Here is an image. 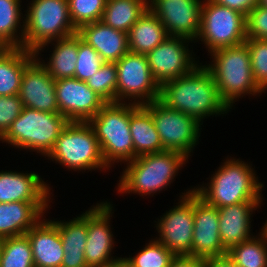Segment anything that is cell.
<instances>
[{
  "mask_svg": "<svg viewBox=\"0 0 267 267\" xmlns=\"http://www.w3.org/2000/svg\"><path fill=\"white\" fill-rule=\"evenodd\" d=\"M159 100L202 124L210 116H225L231 112L220 99L214 77L202 62L188 74L164 83Z\"/></svg>",
  "mask_w": 267,
  "mask_h": 267,
  "instance_id": "obj_1",
  "label": "cell"
},
{
  "mask_svg": "<svg viewBox=\"0 0 267 267\" xmlns=\"http://www.w3.org/2000/svg\"><path fill=\"white\" fill-rule=\"evenodd\" d=\"M227 156L202 185L193 191L206 203L222 208L240 202H260L264 183L256 174L255 166L240 158ZM257 175V176H256Z\"/></svg>",
  "mask_w": 267,
  "mask_h": 267,
  "instance_id": "obj_2",
  "label": "cell"
},
{
  "mask_svg": "<svg viewBox=\"0 0 267 267\" xmlns=\"http://www.w3.org/2000/svg\"><path fill=\"white\" fill-rule=\"evenodd\" d=\"M188 159L183 153L167 150L136 157L124 164L116 191L122 196L133 193L153 197L170 188Z\"/></svg>",
  "mask_w": 267,
  "mask_h": 267,
  "instance_id": "obj_3",
  "label": "cell"
},
{
  "mask_svg": "<svg viewBox=\"0 0 267 267\" xmlns=\"http://www.w3.org/2000/svg\"><path fill=\"white\" fill-rule=\"evenodd\" d=\"M210 63L204 64L214 77L220 99L230 110L239 98L262 95L251 69L250 53L245 43L217 49L210 54Z\"/></svg>",
  "mask_w": 267,
  "mask_h": 267,
  "instance_id": "obj_4",
  "label": "cell"
},
{
  "mask_svg": "<svg viewBox=\"0 0 267 267\" xmlns=\"http://www.w3.org/2000/svg\"><path fill=\"white\" fill-rule=\"evenodd\" d=\"M46 157L50 162L78 173L86 170L110 171L104 162L95 132L88 122L69 121Z\"/></svg>",
  "mask_w": 267,
  "mask_h": 267,
  "instance_id": "obj_5",
  "label": "cell"
},
{
  "mask_svg": "<svg viewBox=\"0 0 267 267\" xmlns=\"http://www.w3.org/2000/svg\"><path fill=\"white\" fill-rule=\"evenodd\" d=\"M68 120L59 112H45L24 107L13 121L0 143L46 158Z\"/></svg>",
  "mask_w": 267,
  "mask_h": 267,
  "instance_id": "obj_6",
  "label": "cell"
},
{
  "mask_svg": "<svg viewBox=\"0 0 267 267\" xmlns=\"http://www.w3.org/2000/svg\"><path fill=\"white\" fill-rule=\"evenodd\" d=\"M88 123L95 132L109 169L116 163L121 165L133 160L130 103H106Z\"/></svg>",
  "mask_w": 267,
  "mask_h": 267,
  "instance_id": "obj_7",
  "label": "cell"
},
{
  "mask_svg": "<svg viewBox=\"0 0 267 267\" xmlns=\"http://www.w3.org/2000/svg\"><path fill=\"white\" fill-rule=\"evenodd\" d=\"M28 5L23 11L24 49L35 52L45 43L77 33L68 0H31Z\"/></svg>",
  "mask_w": 267,
  "mask_h": 267,
  "instance_id": "obj_8",
  "label": "cell"
},
{
  "mask_svg": "<svg viewBox=\"0 0 267 267\" xmlns=\"http://www.w3.org/2000/svg\"><path fill=\"white\" fill-rule=\"evenodd\" d=\"M246 39L244 14L212 0H203L201 26L195 43L204 44L210 54L217 49L243 44Z\"/></svg>",
  "mask_w": 267,
  "mask_h": 267,
  "instance_id": "obj_9",
  "label": "cell"
},
{
  "mask_svg": "<svg viewBox=\"0 0 267 267\" xmlns=\"http://www.w3.org/2000/svg\"><path fill=\"white\" fill-rule=\"evenodd\" d=\"M152 116L165 150L192 156L199 143L202 123L183 112L170 109L160 100L143 105Z\"/></svg>",
  "mask_w": 267,
  "mask_h": 267,
  "instance_id": "obj_10",
  "label": "cell"
},
{
  "mask_svg": "<svg viewBox=\"0 0 267 267\" xmlns=\"http://www.w3.org/2000/svg\"><path fill=\"white\" fill-rule=\"evenodd\" d=\"M116 68V103L144 105L160 99V86L145 54L128 51L116 62Z\"/></svg>",
  "mask_w": 267,
  "mask_h": 267,
  "instance_id": "obj_11",
  "label": "cell"
},
{
  "mask_svg": "<svg viewBox=\"0 0 267 267\" xmlns=\"http://www.w3.org/2000/svg\"><path fill=\"white\" fill-rule=\"evenodd\" d=\"M178 196V202L171 209L154 220L158 233L156 240L174 255H192L194 230V191L191 186Z\"/></svg>",
  "mask_w": 267,
  "mask_h": 267,
  "instance_id": "obj_12",
  "label": "cell"
},
{
  "mask_svg": "<svg viewBox=\"0 0 267 267\" xmlns=\"http://www.w3.org/2000/svg\"><path fill=\"white\" fill-rule=\"evenodd\" d=\"M107 199L92 205L87 210V240L85 244V260L88 267H112L123 259L113 256L117 244L111 226L115 208ZM111 224V225H110ZM113 252V253H112Z\"/></svg>",
  "mask_w": 267,
  "mask_h": 267,
  "instance_id": "obj_13",
  "label": "cell"
},
{
  "mask_svg": "<svg viewBox=\"0 0 267 267\" xmlns=\"http://www.w3.org/2000/svg\"><path fill=\"white\" fill-rule=\"evenodd\" d=\"M193 43L187 38L168 36L146 54L153 78L160 87L167 81L188 74L200 64L199 60H195L197 57L193 52Z\"/></svg>",
  "mask_w": 267,
  "mask_h": 267,
  "instance_id": "obj_14",
  "label": "cell"
},
{
  "mask_svg": "<svg viewBox=\"0 0 267 267\" xmlns=\"http://www.w3.org/2000/svg\"><path fill=\"white\" fill-rule=\"evenodd\" d=\"M203 0H148V9L164 25L168 36L195 42L201 26Z\"/></svg>",
  "mask_w": 267,
  "mask_h": 267,
  "instance_id": "obj_15",
  "label": "cell"
},
{
  "mask_svg": "<svg viewBox=\"0 0 267 267\" xmlns=\"http://www.w3.org/2000/svg\"><path fill=\"white\" fill-rule=\"evenodd\" d=\"M55 92L59 113L68 121L88 122L107 103L74 77L55 80Z\"/></svg>",
  "mask_w": 267,
  "mask_h": 267,
  "instance_id": "obj_16",
  "label": "cell"
},
{
  "mask_svg": "<svg viewBox=\"0 0 267 267\" xmlns=\"http://www.w3.org/2000/svg\"><path fill=\"white\" fill-rule=\"evenodd\" d=\"M227 255L219 234L218 208L194 192V230L192 256L202 259Z\"/></svg>",
  "mask_w": 267,
  "mask_h": 267,
  "instance_id": "obj_17",
  "label": "cell"
},
{
  "mask_svg": "<svg viewBox=\"0 0 267 267\" xmlns=\"http://www.w3.org/2000/svg\"><path fill=\"white\" fill-rule=\"evenodd\" d=\"M41 177L37 171L36 173L0 171V203L17 201L52 203L54 195L51 192V184L46 183Z\"/></svg>",
  "mask_w": 267,
  "mask_h": 267,
  "instance_id": "obj_18",
  "label": "cell"
},
{
  "mask_svg": "<svg viewBox=\"0 0 267 267\" xmlns=\"http://www.w3.org/2000/svg\"><path fill=\"white\" fill-rule=\"evenodd\" d=\"M18 96L24 107L59 112L55 80L36 58L25 68Z\"/></svg>",
  "mask_w": 267,
  "mask_h": 267,
  "instance_id": "obj_19",
  "label": "cell"
},
{
  "mask_svg": "<svg viewBox=\"0 0 267 267\" xmlns=\"http://www.w3.org/2000/svg\"><path fill=\"white\" fill-rule=\"evenodd\" d=\"M260 202H240L231 206L218 208L219 234L224 248L228 251L231 247L252 238V220L255 210L261 209Z\"/></svg>",
  "mask_w": 267,
  "mask_h": 267,
  "instance_id": "obj_20",
  "label": "cell"
},
{
  "mask_svg": "<svg viewBox=\"0 0 267 267\" xmlns=\"http://www.w3.org/2000/svg\"><path fill=\"white\" fill-rule=\"evenodd\" d=\"M43 216L25 235L28 237L35 267H61L64 249L54 220Z\"/></svg>",
  "mask_w": 267,
  "mask_h": 267,
  "instance_id": "obj_21",
  "label": "cell"
},
{
  "mask_svg": "<svg viewBox=\"0 0 267 267\" xmlns=\"http://www.w3.org/2000/svg\"><path fill=\"white\" fill-rule=\"evenodd\" d=\"M50 206V202L0 203V238L25 235L48 213Z\"/></svg>",
  "mask_w": 267,
  "mask_h": 267,
  "instance_id": "obj_22",
  "label": "cell"
},
{
  "mask_svg": "<svg viewBox=\"0 0 267 267\" xmlns=\"http://www.w3.org/2000/svg\"><path fill=\"white\" fill-rule=\"evenodd\" d=\"M77 33L99 53L104 62L116 63L129 51L127 33L107 26L102 21L84 24Z\"/></svg>",
  "mask_w": 267,
  "mask_h": 267,
  "instance_id": "obj_23",
  "label": "cell"
},
{
  "mask_svg": "<svg viewBox=\"0 0 267 267\" xmlns=\"http://www.w3.org/2000/svg\"><path fill=\"white\" fill-rule=\"evenodd\" d=\"M47 47H51V54H48L49 58H45V61L41 59V53ZM77 53L78 33L45 43L34 52L35 58L54 80L74 77Z\"/></svg>",
  "mask_w": 267,
  "mask_h": 267,
  "instance_id": "obj_24",
  "label": "cell"
},
{
  "mask_svg": "<svg viewBox=\"0 0 267 267\" xmlns=\"http://www.w3.org/2000/svg\"><path fill=\"white\" fill-rule=\"evenodd\" d=\"M56 227L64 249L61 267H88L85 260L87 240V210L70 220H57Z\"/></svg>",
  "mask_w": 267,
  "mask_h": 267,
  "instance_id": "obj_25",
  "label": "cell"
},
{
  "mask_svg": "<svg viewBox=\"0 0 267 267\" xmlns=\"http://www.w3.org/2000/svg\"><path fill=\"white\" fill-rule=\"evenodd\" d=\"M129 127L133 142V160L142 155L166 151L151 113L143 105L130 103Z\"/></svg>",
  "mask_w": 267,
  "mask_h": 267,
  "instance_id": "obj_26",
  "label": "cell"
},
{
  "mask_svg": "<svg viewBox=\"0 0 267 267\" xmlns=\"http://www.w3.org/2000/svg\"><path fill=\"white\" fill-rule=\"evenodd\" d=\"M35 59L24 48H6L0 54V96L18 95L25 68Z\"/></svg>",
  "mask_w": 267,
  "mask_h": 267,
  "instance_id": "obj_27",
  "label": "cell"
},
{
  "mask_svg": "<svg viewBox=\"0 0 267 267\" xmlns=\"http://www.w3.org/2000/svg\"><path fill=\"white\" fill-rule=\"evenodd\" d=\"M167 37L164 25L148 9L127 33L129 51L146 55Z\"/></svg>",
  "mask_w": 267,
  "mask_h": 267,
  "instance_id": "obj_28",
  "label": "cell"
},
{
  "mask_svg": "<svg viewBox=\"0 0 267 267\" xmlns=\"http://www.w3.org/2000/svg\"><path fill=\"white\" fill-rule=\"evenodd\" d=\"M22 0H0V42L7 48H23Z\"/></svg>",
  "mask_w": 267,
  "mask_h": 267,
  "instance_id": "obj_29",
  "label": "cell"
},
{
  "mask_svg": "<svg viewBox=\"0 0 267 267\" xmlns=\"http://www.w3.org/2000/svg\"><path fill=\"white\" fill-rule=\"evenodd\" d=\"M148 10V0H107L101 21L128 33L133 24Z\"/></svg>",
  "mask_w": 267,
  "mask_h": 267,
  "instance_id": "obj_30",
  "label": "cell"
},
{
  "mask_svg": "<svg viewBox=\"0 0 267 267\" xmlns=\"http://www.w3.org/2000/svg\"><path fill=\"white\" fill-rule=\"evenodd\" d=\"M237 267H267V240L258 232L227 251Z\"/></svg>",
  "mask_w": 267,
  "mask_h": 267,
  "instance_id": "obj_31",
  "label": "cell"
},
{
  "mask_svg": "<svg viewBox=\"0 0 267 267\" xmlns=\"http://www.w3.org/2000/svg\"><path fill=\"white\" fill-rule=\"evenodd\" d=\"M0 267H35L31 244L26 235L2 239Z\"/></svg>",
  "mask_w": 267,
  "mask_h": 267,
  "instance_id": "obj_32",
  "label": "cell"
},
{
  "mask_svg": "<svg viewBox=\"0 0 267 267\" xmlns=\"http://www.w3.org/2000/svg\"><path fill=\"white\" fill-rule=\"evenodd\" d=\"M144 246L133 257L124 256L122 260L130 267H168L175 256L155 238L149 239Z\"/></svg>",
  "mask_w": 267,
  "mask_h": 267,
  "instance_id": "obj_33",
  "label": "cell"
},
{
  "mask_svg": "<svg viewBox=\"0 0 267 267\" xmlns=\"http://www.w3.org/2000/svg\"><path fill=\"white\" fill-rule=\"evenodd\" d=\"M88 87L101 96L107 103H116L117 68L116 63L104 62L86 81Z\"/></svg>",
  "mask_w": 267,
  "mask_h": 267,
  "instance_id": "obj_34",
  "label": "cell"
},
{
  "mask_svg": "<svg viewBox=\"0 0 267 267\" xmlns=\"http://www.w3.org/2000/svg\"><path fill=\"white\" fill-rule=\"evenodd\" d=\"M107 0H68L71 22L78 30L82 25L101 21Z\"/></svg>",
  "mask_w": 267,
  "mask_h": 267,
  "instance_id": "obj_35",
  "label": "cell"
},
{
  "mask_svg": "<svg viewBox=\"0 0 267 267\" xmlns=\"http://www.w3.org/2000/svg\"><path fill=\"white\" fill-rule=\"evenodd\" d=\"M250 53L251 69L259 89L267 91V41L247 38L244 42Z\"/></svg>",
  "mask_w": 267,
  "mask_h": 267,
  "instance_id": "obj_36",
  "label": "cell"
},
{
  "mask_svg": "<svg viewBox=\"0 0 267 267\" xmlns=\"http://www.w3.org/2000/svg\"><path fill=\"white\" fill-rule=\"evenodd\" d=\"M104 61L99 53L78 34V53L74 78L86 82L103 65Z\"/></svg>",
  "mask_w": 267,
  "mask_h": 267,
  "instance_id": "obj_37",
  "label": "cell"
},
{
  "mask_svg": "<svg viewBox=\"0 0 267 267\" xmlns=\"http://www.w3.org/2000/svg\"><path fill=\"white\" fill-rule=\"evenodd\" d=\"M24 106L18 95L0 96V138L7 132Z\"/></svg>",
  "mask_w": 267,
  "mask_h": 267,
  "instance_id": "obj_38",
  "label": "cell"
},
{
  "mask_svg": "<svg viewBox=\"0 0 267 267\" xmlns=\"http://www.w3.org/2000/svg\"><path fill=\"white\" fill-rule=\"evenodd\" d=\"M246 38L267 41V8L256 5L246 15Z\"/></svg>",
  "mask_w": 267,
  "mask_h": 267,
  "instance_id": "obj_39",
  "label": "cell"
},
{
  "mask_svg": "<svg viewBox=\"0 0 267 267\" xmlns=\"http://www.w3.org/2000/svg\"><path fill=\"white\" fill-rule=\"evenodd\" d=\"M213 2L237 10L245 16L259 3V0H212Z\"/></svg>",
  "mask_w": 267,
  "mask_h": 267,
  "instance_id": "obj_40",
  "label": "cell"
},
{
  "mask_svg": "<svg viewBox=\"0 0 267 267\" xmlns=\"http://www.w3.org/2000/svg\"><path fill=\"white\" fill-rule=\"evenodd\" d=\"M168 267H203V259L192 255H175Z\"/></svg>",
  "mask_w": 267,
  "mask_h": 267,
  "instance_id": "obj_41",
  "label": "cell"
},
{
  "mask_svg": "<svg viewBox=\"0 0 267 267\" xmlns=\"http://www.w3.org/2000/svg\"><path fill=\"white\" fill-rule=\"evenodd\" d=\"M203 267H237L228 255L203 259Z\"/></svg>",
  "mask_w": 267,
  "mask_h": 267,
  "instance_id": "obj_42",
  "label": "cell"
},
{
  "mask_svg": "<svg viewBox=\"0 0 267 267\" xmlns=\"http://www.w3.org/2000/svg\"><path fill=\"white\" fill-rule=\"evenodd\" d=\"M263 223L262 229L259 231V233L267 240V220Z\"/></svg>",
  "mask_w": 267,
  "mask_h": 267,
  "instance_id": "obj_43",
  "label": "cell"
},
{
  "mask_svg": "<svg viewBox=\"0 0 267 267\" xmlns=\"http://www.w3.org/2000/svg\"><path fill=\"white\" fill-rule=\"evenodd\" d=\"M112 267H130L129 265H127L123 260L117 262L114 266Z\"/></svg>",
  "mask_w": 267,
  "mask_h": 267,
  "instance_id": "obj_44",
  "label": "cell"
},
{
  "mask_svg": "<svg viewBox=\"0 0 267 267\" xmlns=\"http://www.w3.org/2000/svg\"><path fill=\"white\" fill-rule=\"evenodd\" d=\"M258 5L262 6V7H266L267 8V0H259Z\"/></svg>",
  "mask_w": 267,
  "mask_h": 267,
  "instance_id": "obj_45",
  "label": "cell"
},
{
  "mask_svg": "<svg viewBox=\"0 0 267 267\" xmlns=\"http://www.w3.org/2000/svg\"><path fill=\"white\" fill-rule=\"evenodd\" d=\"M7 47H5L1 42H0V54L6 49Z\"/></svg>",
  "mask_w": 267,
  "mask_h": 267,
  "instance_id": "obj_46",
  "label": "cell"
},
{
  "mask_svg": "<svg viewBox=\"0 0 267 267\" xmlns=\"http://www.w3.org/2000/svg\"><path fill=\"white\" fill-rule=\"evenodd\" d=\"M1 245H2V239L0 238V250H1Z\"/></svg>",
  "mask_w": 267,
  "mask_h": 267,
  "instance_id": "obj_47",
  "label": "cell"
}]
</instances>
